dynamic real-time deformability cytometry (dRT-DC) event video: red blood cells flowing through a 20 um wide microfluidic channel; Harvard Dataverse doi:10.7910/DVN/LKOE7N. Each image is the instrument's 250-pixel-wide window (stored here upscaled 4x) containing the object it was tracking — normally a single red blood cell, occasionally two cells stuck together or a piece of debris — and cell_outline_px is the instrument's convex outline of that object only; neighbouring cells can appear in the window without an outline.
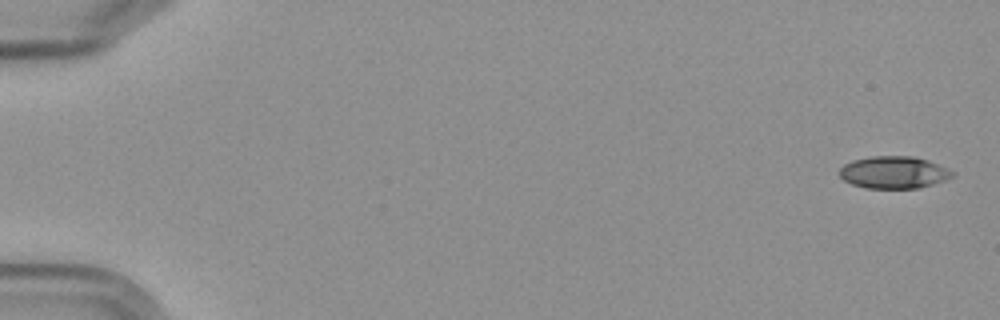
{"species": "Egyptian fruit bat (a non-hibernating species)", "species_latin": "Rousettus aegyptiacus", "temperature_condition": "cold", "stored_images_in_passage": 6, "camera_frame_rate_fps": 3000, "um_per_image_px": 0.085, "frame": {"image": 1, "passage_image": 1, "time_ms": 0.0, "image_size_px": [1000, 320], "cell_outline_px": [[956, 176], [920, 188], [868, 188], [852, 184], [844, 180], [840, 176], [840, 168], [844, 164], [852, 160], [872, 156], [912, 156], [928, 160], [956, 172]], "centroid_in_image_um": [75.99, 14.65], "position_along_channel_um": 9.0, "area_um2": 21.21}}
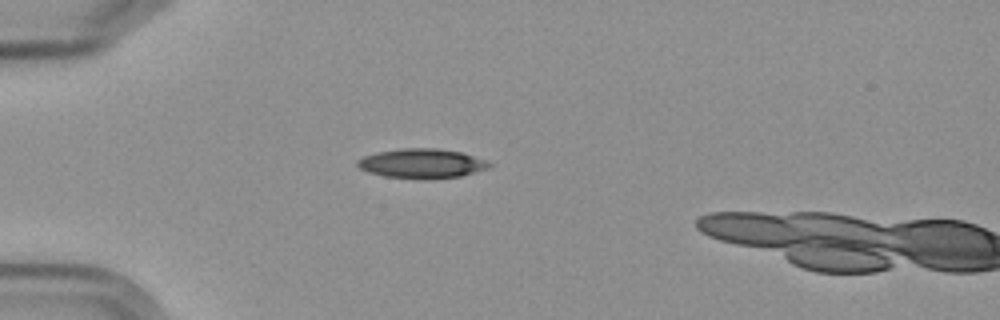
{"frame": {"image": 2, "passage_image": 5, "time_ms": 5.0, "image_size_px": [1000, 320], "cell_outline_px": [[492, 164], [488, 168], [460, 176], [428, 180], [424, 180], [384, 176], [368, 172], [360, 168], [356, 164], [356, 160], [364, 156], [376, 152], [400, 148], [436, 148], [460, 152], [484, 160]], "centroid_in_image_um": [35.8, 13.9], "position_along_channel_um": 49.2, "area_um2": 22.72}}